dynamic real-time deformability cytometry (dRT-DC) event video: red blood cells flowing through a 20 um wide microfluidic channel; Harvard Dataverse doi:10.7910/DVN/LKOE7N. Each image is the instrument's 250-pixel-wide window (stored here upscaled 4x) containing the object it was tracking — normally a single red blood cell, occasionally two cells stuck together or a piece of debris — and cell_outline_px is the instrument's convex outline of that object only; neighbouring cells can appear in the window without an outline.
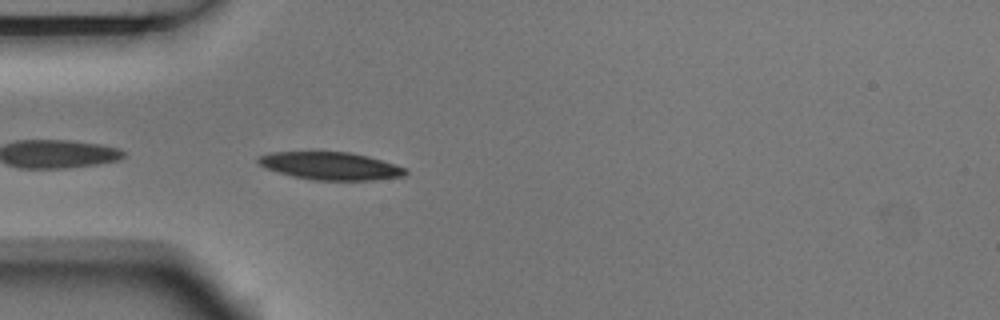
{"species": "Egyptian fruit bat (a non-hibernating species)", "species_latin": "Rousettus aegyptiacus", "temperature_condition": "room temperature", "stored_images_in_passage": 5, "camera_frame_rate_fps": 3000, "um_per_image_px": 0.085, "animal": {"sex": "male"}, "frame": {"image": 1, "passage_image": 5, "time_ms": 1.333, "image_size_px": [1000, 320], "cell_outline_px": [[408, 172], [404, 176], [372, 180], [312, 180], [292, 176], [264, 168], [256, 160], [256, 156], [268, 152], [352, 152], [368, 156], [408, 168]], "centroid_in_image_um": [28.07, 14.1], "position_along_channel_um": 56.9, "area_um2": 23.99}}